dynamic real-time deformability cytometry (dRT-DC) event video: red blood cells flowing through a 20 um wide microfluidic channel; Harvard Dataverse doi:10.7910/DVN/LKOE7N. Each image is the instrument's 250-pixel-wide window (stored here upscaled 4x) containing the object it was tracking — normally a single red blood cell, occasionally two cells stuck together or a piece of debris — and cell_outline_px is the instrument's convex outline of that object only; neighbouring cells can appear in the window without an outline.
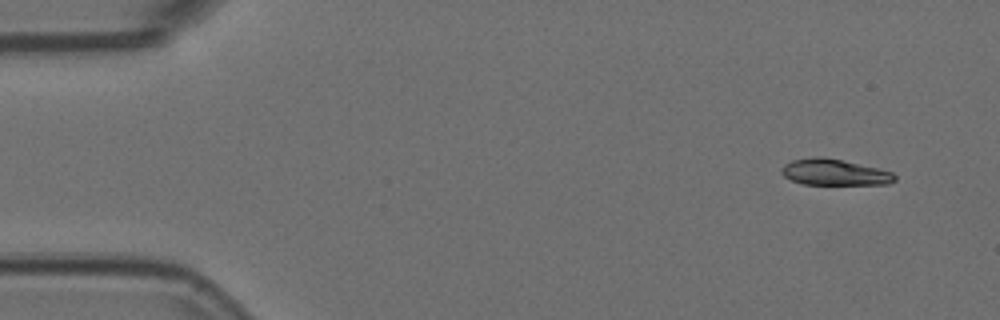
{"species": "Egyptian fruit bat (a non-hibernating species)", "species_latin": "Rousettus aegyptiacus", "temperature_condition": "room temperature", "stored_images_in_passage": 27, "camera_frame_rate_fps": 3000, "um_per_image_px": 0.085, "animal": {"sex": "female"}, "frame": {"image": 1, "passage_image": 1, "time_ms": 0.0, "image_size_px": [1000, 320], "cell_outline_px": [[896, 180], [888, 184], [804, 184], [792, 180], [784, 176], [780, 172], [780, 168], [784, 164], [792, 160], [816, 156], [820, 156], [840, 160], [876, 168], [892, 172], [896, 176]], "centroid_in_image_um": [70.88, 14.64], "position_along_channel_um": 14.1, "area_um2": 17.05}}
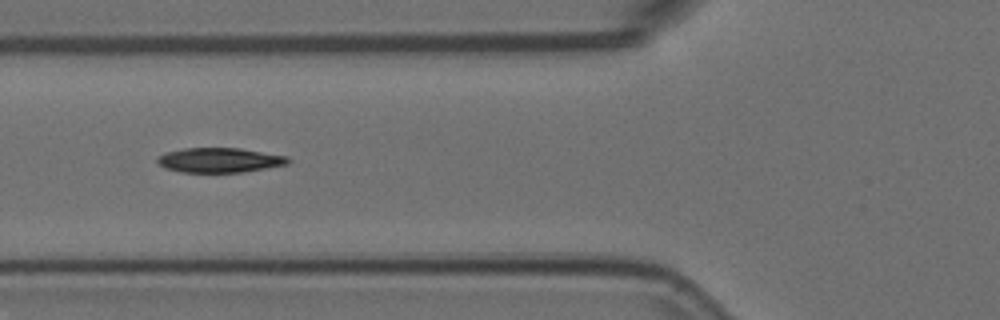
{"frame": {"image": 2, "passage_image": 17, "time_ms": 5.333, "image_size_px": [1000, 320], "cell_outline_px": [[292, 160], [288, 164], [244, 172], [180, 172], [164, 168], [156, 160], [164, 152], [184, 148], [240, 148], [288, 156]], "centroid_in_image_um": [18.68, 13.61], "position_along_channel_um": 107.1, "area_um2": 18.9}}
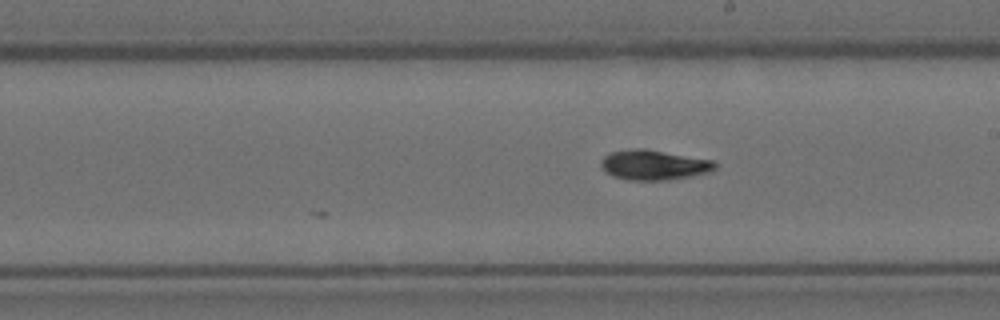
{"frame": {"image": 3, "passage_image": 27, "time_ms": 8.667, "image_size_px": [1000, 320], "cell_outline_px": [[720, 164], [716, 168], [708, 172], [692, 176], [668, 180], [628, 180], [612, 176], [600, 164], [600, 160], [604, 156], [612, 152], [632, 148], [644, 148], [712, 160]], "centroid_in_image_um": [55.6, 14.02], "position_along_channel_um": 233.4, "area_um2": 19.94}}